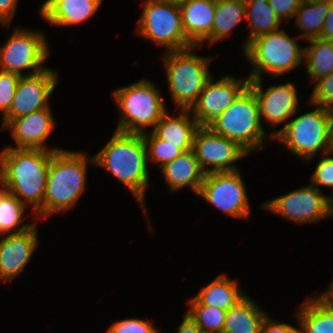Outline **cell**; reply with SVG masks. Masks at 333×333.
I'll return each mask as SVG.
<instances>
[{
  "instance_id": "1",
  "label": "cell",
  "mask_w": 333,
  "mask_h": 333,
  "mask_svg": "<svg viewBox=\"0 0 333 333\" xmlns=\"http://www.w3.org/2000/svg\"><path fill=\"white\" fill-rule=\"evenodd\" d=\"M55 150L4 147L0 152V184L26 204L34 219H43L47 174Z\"/></svg>"
},
{
  "instance_id": "2",
  "label": "cell",
  "mask_w": 333,
  "mask_h": 333,
  "mask_svg": "<svg viewBox=\"0 0 333 333\" xmlns=\"http://www.w3.org/2000/svg\"><path fill=\"white\" fill-rule=\"evenodd\" d=\"M95 166L108 171L134 196L150 225L146 213V191L150 186L147 147L142 134L115 130L108 143L94 154ZM148 217V218H147Z\"/></svg>"
},
{
  "instance_id": "3",
  "label": "cell",
  "mask_w": 333,
  "mask_h": 333,
  "mask_svg": "<svg viewBox=\"0 0 333 333\" xmlns=\"http://www.w3.org/2000/svg\"><path fill=\"white\" fill-rule=\"evenodd\" d=\"M87 154L63 148L52 154L43 199L44 220L78 204L88 183V166L95 167L94 156Z\"/></svg>"
},
{
  "instance_id": "4",
  "label": "cell",
  "mask_w": 333,
  "mask_h": 333,
  "mask_svg": "<svg viewBox=\"0 0 333 333\" xmlns=\"http://www.w3.org/2000/svg\"><path fill=\"white\" fill-rule=\"evenodd\" d=\"M298 35L289 36L283 29L260 35L251 40L243 55L252 66L249 79H260L264 74L277 78L291 73L294 68L304 65V48Z\"/></svg>"
},
{
  "instance_id": "5",
  "label": "cell",
  "mask_w": 333,
  "mask_h": 333,
  "mask_svg": "<svg viewBox=\"0 0 333 333\" xmlns=\"http://www.w3.org/2000/svg\"><path fill=\"white\" fill-rule=\"evenodd\" d=\"M160 92L155 83L145 78L116 88L112 97L120 119L115 130L134 134H144L148 127L153 130L168 110Z\"/></svg>"
},
{
  "instance_id": "6",
  "label": "cell",
  "mask_w": 333,
  "mask_h": 333,
  "mask_svg": "<svg viewBox=\"0 0 333 333\" xmlns=\"http://www.w3.org/2000/svg\"><path fill=\"white\" fill-rule=\"evenodd\" d=\"M198 48L200 46L165 52L161 58L168 91L176 106L174 109H191L213 76L209 69L213 57L194 54L193 51Z\"/></svg>"
},
{
  "instance_id": "7",
  "label": "cell",
  "mask_w": 333,
  "mask_h": 333,
  "mask_svg": "<svg viewBox=\"0 0 333 333\" xmlns=\"http://www.w3.org/2000/svg\"><path fill=\"white\" fill-rule=\"evenodd\" d=\"M307 103L315 106V109L290 119L274 137V141L305 162L311 161L320 150L321 155L330 152L332 147L330 111L311 102Z\"/></svg>"
},
{
  "instance_id": "8",
  "label": "cell",
  "mask_w": 333,
  "mask_h": 333,
  "mask_svg": "<svg viewBox=\"0 0 333 333\" xmlns=\"http://www.w3.org/2000/svg\"><path fill=\"white\" fill-rule=\"evenodd\" d=\"M207 126L213 132L237 142L249 154L263 148L265 138H268L260 119L257 98L249 86Z\"/></svg>"
},
{
  "instance_id": "9",
  "label": "cell",
  "mask_w": 333,
  "mask_h": 333,
  "mask_svg": "<svg viewBox=\"0 0 333 333\" xmlns=\"http://www.w3.org/2000/svg\"><path fill=\"white\" fill-rule=\"evenodd\" d=\"M135 34L166 50L180 51L194 45L186 38L179 4L169 0H144Z\"/></svg>"
},
{
  "instance_id": "10",
  "label": "cell",
  "mask_w": 333,
  "mask_h": 333,
  "mask_svg": "<svg viewBox=\"0 0 333 333\" xmlns=\"http://www.w3.org/2000/svg\"><path fill=\"white\" fill-rule=\"evenodd\" d=\"M48 44L44 31L15 27L0 46V70L21 76L45 70L48 67L44 63L51 54Z\"/></svg>"
},
{
  "instance_id": "11",
  "label": "cell",
  "mask_w": 333,
  "mask_h": 333,
  "mask_svg": "<svg viewBox=\"0 0 333 333\" xmlns=\"http://www.w3.org/2000/svg\"><path fill=\"white\" fill-rule=\"evenodd\" d=\"M262 208L296 226L316 224L320 220L331 218V198L311 183L262 202Z\"/></svg>"
},
{
  "instance_id": "12",
  "label": "cell",
  "mask_w": 333,
  "mask_h": 333,
  "mask_svg": "<svg viewBox=\"0 0 333 333\" xmlns=\"http://www.w3.org/2000/svg\"><path fill=\"white\" fill-rule=\"evenodd\" d=\"M198 196L226 216L242 220L251 217L250 199L240 170L205 174Z\"/></svg>"
},
{
  "instance_id": "13",
  "label": "cell",
  "mask_w": 333,
  "mask_h": 333,
  "mask_svg": "<svg viewBox=\"0 0 333 333\" xmlns=\"http://www.w3.org/2000/svg\"><path fill=\"white\" fill-rule=\"evenodd\" d=\"M193 151L205 174L239 170L235 162L250 155L237 142L199 126L193 137Z\"/></svg>"
},
{
  "instance_id": "14",
  "label": "cell",
  "mask_w": 333,
  "mask_h": 333,
  "mask_svg": "<svg viewBox=\"0 0 333 333\" xmlns=\"http://www.w3.org/2000/svg\"><path fill=\"white\" fill-rule=\"evenodd\" d=\"M248 86L253 90L258 104L261 122L269 123V126L276 128L280 123L284 126L273 130L269 135L270 140L287 125L289 119L298 113L299 100L296 85L293 82L269 85L263 90L262 78L249 79Z\"/></svg>"
},
{
  "instance_id": "15",
  "label": "cell",
  "mask_w": 333,
  "mask_h": 333,
  "mask_svg": "<svg viewBox=\"0 0 333 333\" xmlns=\"http://www.w3.org/2000/svg\"><path fill=\"white\" fill-rule=\"evenodd\" d=\"M57 71L48 67L34 75H22L18 81L10 110L1 117L14 119L50 107L49 101L58 85Z\"/></svg>"
},
{
  "instance_id": "16",
  "label": "cell",
  "mask_w": 333,
  "mask_h": 333,
  "mask_svg": "<svg viewBox=\"0 0 333 333\" xmlns=\"http://www.w3.org/2000/svg\"><path fill=\"white\" fill-rule=\"evenodd\" d=\"M249 78L225 75L218 81L213 76L206 83L191 113L199 126H207L223 113L248 86Z\"/></svg>"
},
{
  "instance_id": "17",
  "label": "cell",
  "mask_w": 333,
  "mask_h": 333,
  "mask_svg": "<svg viewBox=\"0 0 333 333\" xmlns=\"http://www.w3.org/2000/svg\"><path fill=\"white\" fill-rule=\"evenodd\" d=\"M51 107L32 112L14 119H1L0 131L9 130L14 148L60 150L59 147H48L46 144L55 129L56 119Z\"/></svg>"
},
{
  "instance_id": "18",
  "label": "cell",
  "mask_w": 333,
  "mask_h": 333,
  "mask_svg": "<svg viewBox=\"0 0 333 333\" xmlns=\"http://www.w3.org/2000/svg\"><path fill=\"white\" fill-rule=\"evenodd\" d=\"M37 228L36 223L24 232L0 236L1 282L12 281L25 270L39 245Z\"/></svg>"
},
{
  "instance_id": "19",
  "label": "cell",
  "mask_w": 333,
  "mask_h": 333,
  "mask_svg": "<svg viewBox=\"0 0 333 333\" xmlns=\"http://www.w3.org/2000/svg\"><path fill=\"white\" fill-rule=\"evenodd\" d=\"M103 0H45L38 15L49 25L66 27L87 21L98 11Z\"/></svg>"
},
{
  "instance_id": "20",
  "label": "cell",
  "mask_w": 333,
  "mask_h": 333,
  "mask_svg": "<svg viewBox=\"0 0 333 333\" xmlns=\"http://www.w3.org/2000/svg\"><path fill=\"white\" fill-rule=\"evenodd\" d=\"M179 8L186 38L194 46H203L212 34L216 0H187Z\"/></svg>"
},
{
  "instance_id": "21",
  "label": "cell",
  "mask_w": 333,
  "mask_h": 333,
  "mask_svg": "<svg viewBox=\"0 0 333 333\" xmlns=\"http://www.w3.org/2000/svg\"><path fill=\"white\" fill-rule=\"evenodd\" d=\"M171 116L166 111L151 132L168 144L177 145L183 152L193 149V137L199 127L190 109H175ZM178 115V116H177Z\"/></svg>"
},
{
  "instance_id": "22",
  "label": "cell",
  "mask_w": 333,
  "mask_h": 333,
  "mask_svg": "<svg viewBox=\"0 0 333 333\" xmlns=\"http://www.w3.org/2000/svg\"><path fill=\"white\" fill-rule=\"evenodd\" d=\"M170 193L185 187L198 195L205 173L200 168L193 149L183 152L160 168Z\"/></svg>"
},
{
  "instance_id": "23",
  "label": "cell",
  "mask_w": 333,
  "mask_h": 333,
  "mask_svg": "<svg viewBox=\"0 0 333 333\" xmlns=\"http://www.w3.org/2000/svg\"><path fill=\"white\" fill-rule=\"evenodd\" d=\"M297 308L298 333H333V305L317 293L307 296Z\"/></svg>"
},
{
  "instance_id": "24",
  "label": "cell",
  "mask_w": 333,
  "mask_h": 333,
  "mask_svg": "<svg viewBox=\"0 0 333 333\" xmlns=\"http://www.w3.org/2000/svg\"><path fill=\"white\" fill-rule=\"evenodd\" d=\"M239 286L237 279H230L226 273H222L200 288L194 298L202 305L227 311L246 296Z\"/></svg>"
},
{
  "instance_id": "25",
  "label": "cell",
  "mask_w": 333,
  "mask_h": 333,
  "mask_svg": "<svg viewBox=\"0 0 333 333\" xmlns=\"http://www.w3.org/2000/svg\"><path fill=\"white\" fill-rule=\"evenodd\" d=\"M268 313L246 295L226 311L222 333H260Z\"/></svg>"
},
{
  "instance_id": "26",
  "label": "cell",
  "mask_w": 333,
  "mask_h": 333,
  "mask_svg": "<svg viewBox=\"0 0 333 333\" xmlns=\"http://www.w3.org/2000/svg\"><path fill=\"white\" fill-rule=\"evenodd\" d=\"M243 20H246L244 0H216L213 30L211 36L205 41L206 45L209 47L230 36Z\"/></svg>"
},
{
  "instance_id": "27",
  "label": "cell",
  "mask_w": 333,
  "mask_h": 333,
  "mask_svg": "<svg viewBox=\"0 0 333 333\" xmlns=\"http://www.w3.org/2000/svg\"><path fill=\"white\" fill-rule=\"evenodd\" d=\"M304 65L306 75L312 82L333 73V42L323 38H313L304 43Z\"/></svg>"
},
{
  "instance_id": "28",
  "label": "cell",
  "mask_w": 333,
  "mask_h": 333,
  "mask_svg": "<svg viewBox=\"0 0 333 333\" xmlns=\"http://www.w3.org/2000/svg\"><path fill=\"white\" fill-rule=\"evenodd\" d=\"M249 36L242 46V52L254 38L280 29L282 21L271 8L268 0H244Z\"/></svg>"
},
{
  "instance_id": "29",
  "label": "cell",
  "mask_w": 333,
  "mask_h": 333,
  "mask_svg": "<svg viewBox=\"0 0 333 333\" xmlns=\"http://www.w3.org/2000/svg\"><path fill=\"white\" fill-rule=\"evenodd\" d=\"M331 0L302 1L295 13V27L303 31L298 36L310 40L321 36L326 15L330 9Z\"/></svg>"
},
{
  "instance_id": "30",
  "label": "cell",
  "mask_w": 333,
  "mask_h": 333,
  "mask_svg": "<svg viewBox=\"0 0 333 333\" xmlns=\"http://www.w3.org/2000/svg\"><path fill=\"white\" fill-rule=\"evenodd\" d=\"M28 206L16 196L8 193L0 184V236L16 234L32 228L38 220L23 223ZM20 226V227H19Z\"/></svg>"
},
{
  "instance_id": "31",
  "label": "cell",
  "mask_w": 333,
  "mask_h": 333,
  "mask_svg": "<svg viewBox=\"0 0 333 333\" xmlns=\"http://www.w3.org/2000/svg\"><path fill=\"white\" fill-rule=\"evenodd\" d=\"M187 314L196 322L202 333H222L226 311L200 304L194 297L188 299Z\"/></svg>"
},
{
  "instance_id": "32",
  "label": "cell",
  "mask_w": 333,
  "mask_h": 333,
  "mask_svg": "<svg viewBox=\"0 0 333 333\" xmlns=\"http://www.w3.org/2000/svg\"><path fill=\"white\" fill-rule=\"evenodd\" d=\"M142 136L147 147L148 163H157L159 169L183 153L177 145L168 144L157 138L151 131L142 134Z\"/></svg>"
},
{
  "instance_id": "33",
  "label": "cell",
  "mask_w": 333,
  "mask_h": 333,
  "mask_svg": "<svg viewBox=\"0 0 333 333\" xmlns=\"http://www.w3.org/2000/svg\"><path fill=\"white\" fill-rule=\"evenodd\" d=\"M331 155V156H329ZM323 156V157H322ZM319 162L317 163L314 172L310 176V183L318 190H321V186L330 187L331 193L328 195L333 198V152H327L323 154Z\"/></svg>"
},
{
  "instance_id": "34",
  "label": "cell",
  "mask_w": 333,
  "mask_h": 333,
  "mask_svg": "<svg viewBox=\"0 0 333 333\" xmlns=\"http://www.w3.org/2000/svg\"><path fill=\"white\" fill-rule=\"evenodd\" d=\"M308 102L333 111V73L317 80Z\"/></svg>"
},
{
  "instance_id": "35",
  "label": "cell",
  "mask_w": 333,
  "mask_h": 333,
  "mask_svg": "<svg viewBox=\"0 0 333 333\" xmlns=\"http://www.w3.org/2000/svg\"><path fill=\"white\" fill-rule=\"evenodd\" d=\"M106 333H161L153 321L143 318H127L113 322Z\"/></svg>"
},
{
  "instance_id": "36",
  "label": "cell",
  "mask_w": 333,
  "mask_h": 333,
  "mask_svg": "<svg viewBox=\"0 0 333 333\" xmlns=\"http://www.w3.org/2000/svg\"><path fill=\"white\" fill-rule=\"evenodd\" d=\"M19 74L0 70V112L2 117L10 110Z\"/></svg>"
},
{
  "instance_id": "37",
  "label": "cell",
  "mask_w": 333,
  "mask_h": 333,
  "mask_svg": "<svg viewBox=\"0 0 333 333\" xmlns=\"http://www.w3.org/2000/svg\"><path fill=\"white\" fill-rule=\"evenodd\" d=\"M268 2L281 21L284 19L289 22V19L294 18L302 0H268Z\"/></svg>"
},
{
  "instance_id": "38",
  "label": "cell",
  "mask_w": 333,
  "mask_h": 333,
  "mask_svg": "<svg viewBox=\"0 0 333 333\" xmlns=\"http://www.w3.org/2000/svg\"><path fill=\"white\" fill-rule=\"evenodd\" d=\"M260 333H298L297 326L293 324L277 321L269 315L262 323Z\"/></svg>"
},
{
  "instance_id": "39",
  "label": "cell",
  "mask_w": 333,
  "mask_h": 333,
  "mask_svg": "<svg viewBox=\"0 0 333 333\" xmlns=\"http://www.w3.org/2000/svg\"><path fill=\"white\" fill-rule=\"evenodd\" d=\"M19 0H0V26L10 28Z\"/></svg>"
},
{
  "instance_id": "40",
  "label": "cell",
  "mask_w": 333,
  "mask_h": 333,
  "mask_svg": "<svg viewBox=\"0 0 333 333\" xmlns=\"http://www.w3.org/2000/svg\"><path fill=\"white\" fill-rule=\"evenodd\" d=\"M177 327L176 333H202V330L187 312L184 315L182 322Z\"/></svg>"
},
{
  "instance_id": "41",
  "label": "cell",
  "mask_w": 333,
  "mask_h": 333,
  "mask_svg": "<svg viewBox=\"0 0 333 333\" xmlns=\"http://www.w3.org/2000/svg\"><path fill=\"white\" fill-rule=\"evenodd\" d=\"M320 38L333 42V0H331Z\"/></svg>"
},
{
  "instance_id": "42",
  "label": "cell",
  "mask_w": 333,
  "mask_h": 333,
  "mask_svg": "<svg viewBox=\"0 0 333 333\" xmlns=\"http://www.w3.org/2000/svg\"><path fill=\"white\" fill-rule=\"evenodd\" d=\"M317 295H319L325 302L333 305V277L327 290Z\"/></svg>"
},
{
  "instance_id": "43",
  "label": "cell",
  "mask_w": 333,
  "mask_h": 333,
  "mask_svg": "<svg viewBox=\"0 0 333 333\" xmlns=\"http://www.w3.org/2000/svg\"><path fill=\"white\" fill-rule=\"evenodd\" d=\"M330 114H331V127H332V147H331V151L333 152V111H331Z\"/></svg>"
},
{
  "instance_id": "44",
  "label": "cell",
  "mask_w": 333,
  "mask_h": 333,
  "mask_svg": "<svg viewBox=\"0 0 333 333\" xmlns=\"http://www.w3.org/2000/svg\"><path fill=\"white\" fill-rule=\"evenodd\" d=\"M169 1L180 4V3L184 2V1H187V0H169Z\"/></svg>"
},
{
  "instance_id": "45",
  "label": "cell",
  "mask_w": 333,
  "mask_h": 333,
  "mask_svg": "<svg viewBox=\"0 0 333 333\" xmlns=\"http://www.w3.org/2000/svg\"><path fill=\"white\" fill-rule=\"evenodd\" d=\"M333 217V198L331 199V218Z\"/></svg>"
},
{
  "instance_id": "46",
  "label": "cell",
  "mask_w": 333,
  "mask_h": 333,
  "mask_svg": "<svg viewBox=\"0 0 333 333\" xmlns=\"http://www.w3.org/2000/svg\"><path fill=\"white\" fill-rule=\"evenodd\" d=\"M302 1H321V0H302Z\"/></svg>"
}]
</instances>
